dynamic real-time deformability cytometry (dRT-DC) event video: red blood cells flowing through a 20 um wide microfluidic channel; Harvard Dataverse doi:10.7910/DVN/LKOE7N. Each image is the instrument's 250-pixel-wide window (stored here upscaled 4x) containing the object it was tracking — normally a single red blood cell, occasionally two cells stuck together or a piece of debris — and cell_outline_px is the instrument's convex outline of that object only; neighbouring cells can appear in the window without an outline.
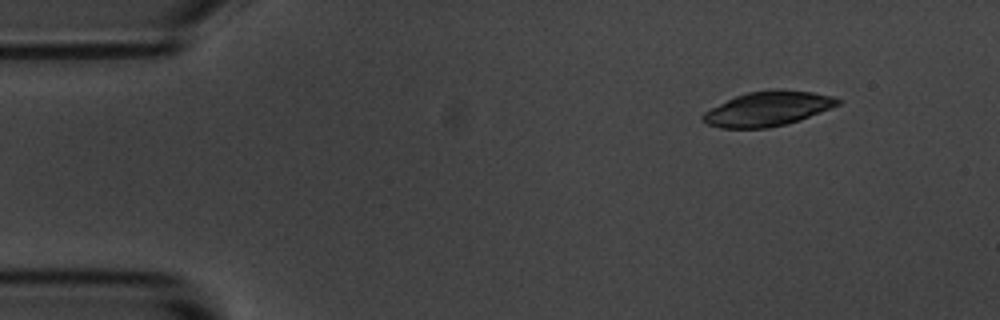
{"species": "common noctule bat (a hibernating species)", "species_latin": "Nyctalus noctula", "temperature_condition": "room temperature", "stored_images_in_passage": 5, "camera_frame_rate_fps": 3000, "um_per_image_px": 0.085, "animal": {"sex": "male", "body_mass_g": 20.1, "forearm_length_mm": 53.5}, "frame": {"image": 1, "passage_image": 1, "time_ms": 0.0, "image_size_px": [1000, 320], "cell_outline_px": [[844, 100], [840, 104], [800, 120], [768, 128], [720, 128], [708, 124], [700, 116], [704, 112], [736, 96], [748, 92], [776, 88], [812, 92], [832, 96]], "centroid_in_image_um": [65.29, 9.23], "position_along_channel_um": 19.7, "area_um2": 27.05}}